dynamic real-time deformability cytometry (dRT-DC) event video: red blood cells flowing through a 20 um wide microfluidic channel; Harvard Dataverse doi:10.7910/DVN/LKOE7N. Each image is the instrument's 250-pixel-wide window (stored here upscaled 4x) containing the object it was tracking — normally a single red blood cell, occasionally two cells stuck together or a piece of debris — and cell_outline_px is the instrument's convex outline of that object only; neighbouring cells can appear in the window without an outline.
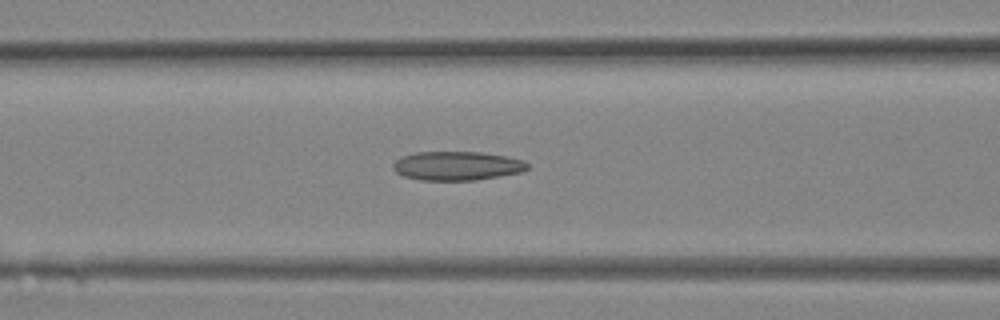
{"species": "Egyptian fruit bat (a non-hibernating species)", "species_latin": "Rousettus aegyptiacus", "temperature_condition": "room temperature", "stored_images_in_passage": 15, "camera_frame_rate_fps": 3000, "um_per_image_px": 0.085, "animal": {"sex": "female"}, "frame": {"image": 1, "passage_image": 11, "time_ms": 3.333, "image_size_px": [1000, 320], "cell_outline_px": [[528, 168], [520, 172], [500, 176], [476, 180], [420, 180], [404, 176], [396, 172], [392, 168], [392, 164], [400, 156], [416, 152], [480, 152], [508, 156], [524, 160], [528, 164]], "centroid_in_image_um": [38.83, 14.09], "position_along_channel_um": 127.8, "area_um2": 22.77}}
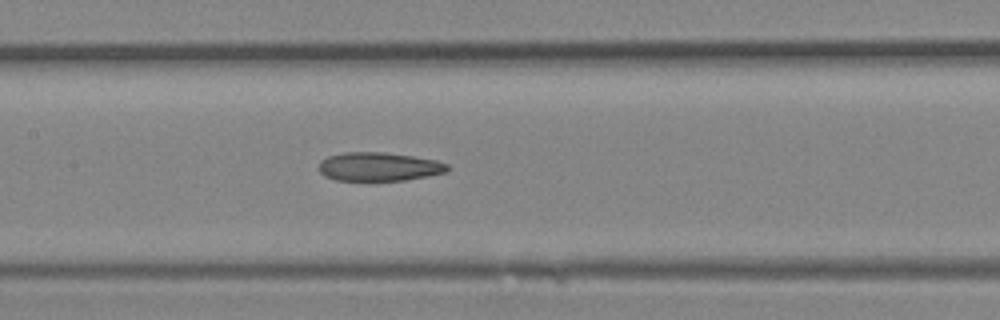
{"frame": {"image": 2, "passage_image": 13, "time_ms": 4.0, "image_size_px": [1000, 320], "cell_outline_px": [[448, 172], [428, 176], [404, 180], [336, 180], [324, 176], [320, 172], [320, 160], [328, 156], [344, 152], [384, 152], [412, 156], [436, 160], [448, 164]], "centroid_in_image_um": [32.21, 14.16], "position_along_channel_um": 175.2, "area_um2": 21.44}}
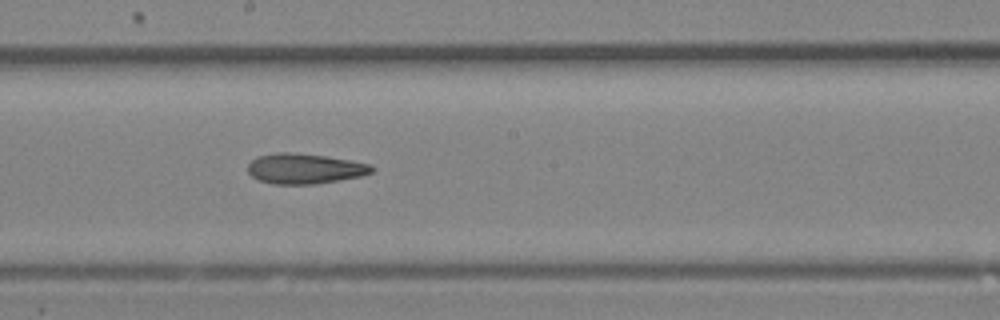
{"frame": {"image": 3, "passage_image": 15, "time_ms": 4.667, "image_size_px": [1000, 320], "cell_outline_px": [[376, 168], [372, 172], [360, 176], [316, 184], [272, 184], [260, 180], [252, 176], [248, 172], [248, 164], [252, 160], [260, 156], [276, 152], [292, 152], [324, 156], [348, 160], [368, 164]], "centroid_in_image_um": [25.88, 14.34], "position_along_channel_um": 222.3, "area_um2": 21.62}}